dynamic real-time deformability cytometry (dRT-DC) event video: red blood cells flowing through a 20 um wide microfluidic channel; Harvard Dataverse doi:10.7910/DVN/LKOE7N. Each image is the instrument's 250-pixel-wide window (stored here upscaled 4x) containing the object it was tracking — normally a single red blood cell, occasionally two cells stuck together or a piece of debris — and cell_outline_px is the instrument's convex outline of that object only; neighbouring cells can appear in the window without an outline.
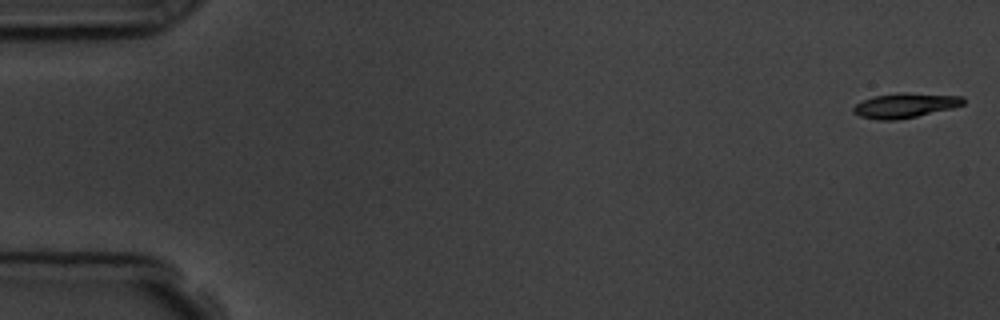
{"species": "common noctule bat (a hibernating species)", "species_latin": "Nyctalus noctula", "temperature_condition": "room temperature", "stored_images_in_passage": 50, "camera_frame_rate_fps": 3000, "um_per_image_px": 0.085, "animal": {"sex": "male", "body_mass_g": 19.5, "forearm_length_mm": 54.6}, "frame": {"image": 1, "passage_image": 1, "time_ms": 0.0, "image_size_px": [1000, 320], "cell_outline_px": [[964, 104], [952, 108], [916, 116], [896, 120], [876, 120], [860, 116], [852, 112], [852, 108], [856, 104], [864, 100], [876, 96], [904, 92], [964, 96]], "centroid_in_image_um": [76.93, 8.96], "position_along_channel_um": 8.1, "area_um2": 15.72}}
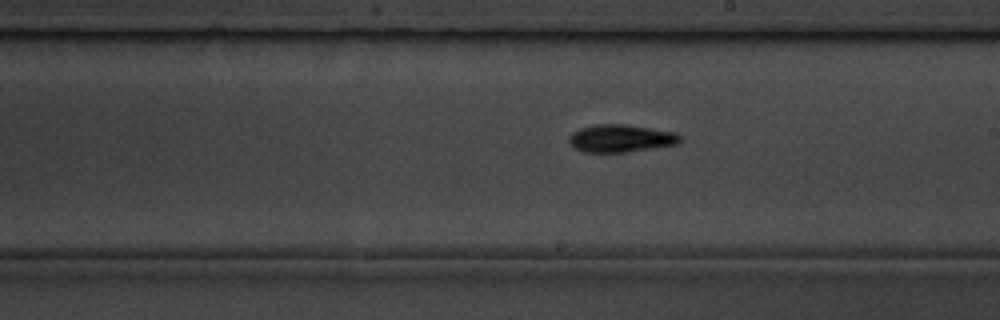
{"frame": {"image": 2, "passage_image": 32, "time_ms": 10.333, "image_size_px": [1000, 320], "cell_outline_px": [[680, 140], [676, 144], [628, 152], [584, 152], [576, 148], [568, 140], [568, 136], [572, 132], [580, 128], [596, 124], [624, 124], [676, 132], [680, 136]], "centroid_in_image_um": [52.74, 11.75], "position_along_channel_um": 236.3, "area_um2": 17.74}}
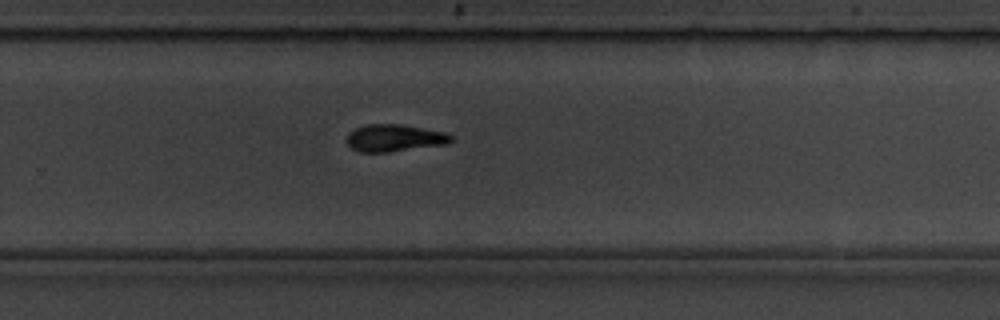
{"frame": {"image": 3, "passage_image": 37, "time_ms": 12.0, "image_size_px": [1000, 320], "cell_outline_px": [[452, 140], [448, 144], [388, 152], [360, 152], [352, 148], [344, 140], [348, 132], [356, 128], [368, 124], [400, 124], [444, 132], [452, 136]], "centroid_in_image_um": [33.49, 11.73], "position_along_channel_um": 296.3, "area_um2": 16.53}}